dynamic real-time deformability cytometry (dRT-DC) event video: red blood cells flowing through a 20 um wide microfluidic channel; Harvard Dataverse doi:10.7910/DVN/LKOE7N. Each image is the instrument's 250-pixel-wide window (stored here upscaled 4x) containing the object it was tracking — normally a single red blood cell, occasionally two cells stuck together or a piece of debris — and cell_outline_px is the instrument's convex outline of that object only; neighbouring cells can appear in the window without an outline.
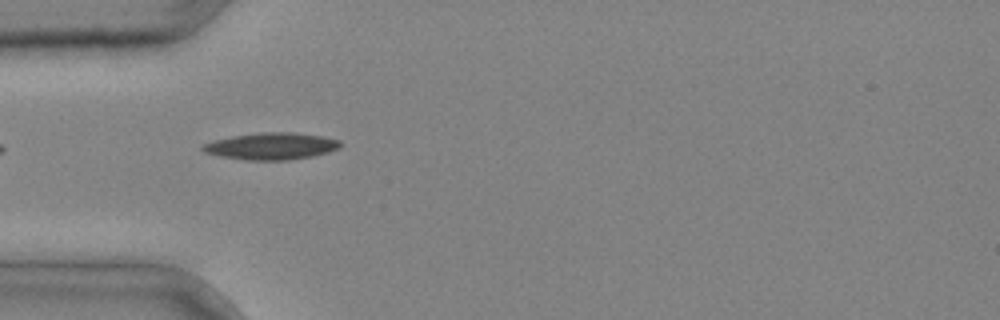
{"species": "common noctule bat (a hibernating species)", "species_latin": "Nyctalus noctula", "temperature_condition": "cold", "stored_images_in_passage": 5, "camera_frame_rate_fps": 3000, "um_per_image_px": 0.085, "animal": {"sex": "male", "body_mass_g": 20.4}, "frame": {"image": 1, "passage_image": 4, "time_ms": 1.0, "image_size_px": [1000, 320], "cell_outline_px": [[340, 148], [328, 152], [312, 156], [288, 160], [244, 160], [220, 156], [204, 152], [200, 148], [204, 144], [216, 140], [232, 136], [264, 132], [292, 132], [324, 136], [340, 140]], "centroid_in_image_um": [23.08, 12.42], "position_along_channel_um": 61.9, "area_um2": 21.5}}